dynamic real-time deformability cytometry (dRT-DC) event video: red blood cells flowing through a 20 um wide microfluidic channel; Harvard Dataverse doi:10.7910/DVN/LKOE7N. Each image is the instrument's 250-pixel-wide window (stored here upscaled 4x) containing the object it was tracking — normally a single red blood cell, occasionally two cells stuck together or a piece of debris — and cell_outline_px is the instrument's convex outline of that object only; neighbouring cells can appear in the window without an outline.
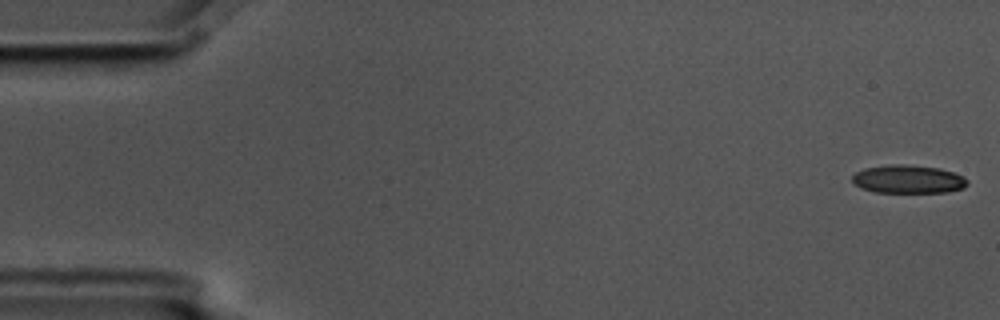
{"species": "common noctule bat (a hibernating species)", "species_latin": "Nyctalus noctula", "temperature_condition": "cold", "stored_images_in_passage": 6, "camera_frame_rate_fps": 3000, "um_per_image_px": 0.085, "animal": {"sex": "male", "body_mass_g": 17.5, "forearm_length_mm": 52.3}, "frame": {"image": 1, "passage_image": 1, "time_ms": 0.0, "image_size_px": [1000, 320], "cell_outline_px": [[968, 184], [964, 188], [948, 192], [876, 192], [860, 188], [852, 180], [852, 176], [856, 172], [864, 168], [888, 164], [904, 164], [940, 168], [964, 176], [968, 180]], "centroid_in_image_um": [77.21, 15.23], "position_along_channel_um": 7.8, "area_um2": 19.07}}
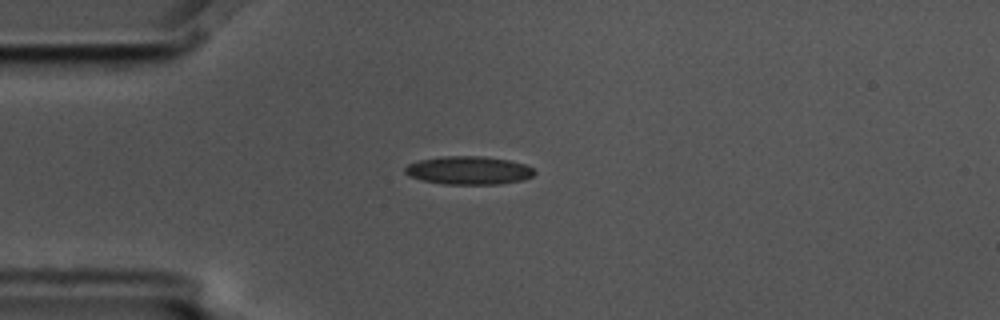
{"frame": {"image": 2, "passage_image": 5, "time_ms": 1.333, "image_size_px": [1000, 320], "cell_outline_px": [[536, 172], [532, 176], [524, 180], [500, 184], [444, 184], [420, 180], [408, 176], [404, 172], [404, 168], [408, 164], [420, 160], [440, 156], [484, 156], [508, 160], [524, 164], [532, 168]], "centroid_in_image_um": [39.81, 14.48], "position_along_channel_um": 45.2, "area_um2": 21.44}}
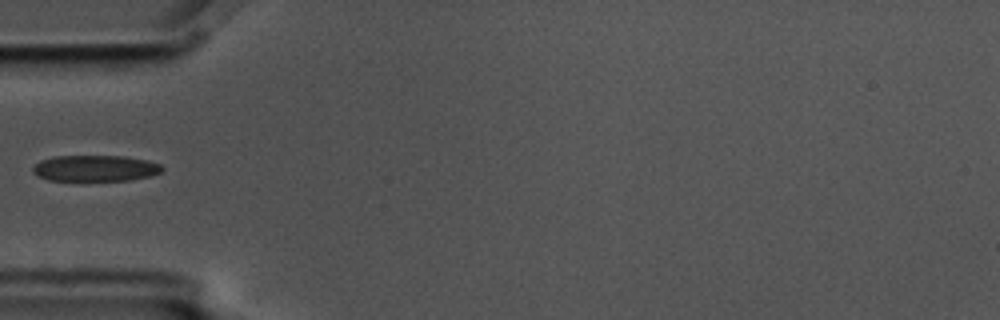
{"frame": {"image": 3, "passage_image": 6, "time_ms": 1.667, "image_size_px": [1000, 320], "cell_outline_px": [[164, 168], [160, 172], [148, 176], [128, 180], [48, 180], [36, 176], [32, 172], [32, 168], [40, 160], [52, 156], [124, 156], [144, 160], [160, 164]], "centroid_in_image_um": [8.03, 14.3], "position_along_channel_um": 77.0, "area_um2": 19.54}}